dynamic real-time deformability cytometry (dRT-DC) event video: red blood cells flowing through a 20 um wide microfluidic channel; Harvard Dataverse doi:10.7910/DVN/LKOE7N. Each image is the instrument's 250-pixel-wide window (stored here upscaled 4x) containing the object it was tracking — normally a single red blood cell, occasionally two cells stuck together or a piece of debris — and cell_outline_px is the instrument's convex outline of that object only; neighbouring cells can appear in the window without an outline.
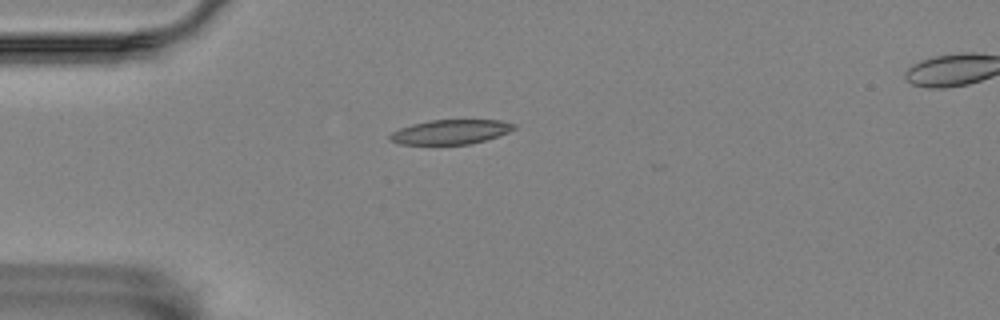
{"species": "Egyptian fruit bat (a non-hibernating species)", "species_latin": "Rousettus aegyptiacus", "temperature_condition": "room temperature", "stored_images_in_passage": 2, "camera_frame_rate_fps": 3000, "um_per_image_px": 0.085, "animal": {"sex": "female"}, "frame": {"image": 1, "passage_image": 2, "time_ms": 1.333, "image_size_px": [1000, 320], "cell_outline_px": [[516, 128], [508, 132], [484, 140], [468, 144], [400, 144], [388, 140], [388, 136], [392, 132], [400, 128], [412, 124], [428, 120], [500, 120], [516, 124]], "centroid_in_image_um": [38.27, 11.2], "position_along_channel_um": 46.7, "area_um2": 17.63}}